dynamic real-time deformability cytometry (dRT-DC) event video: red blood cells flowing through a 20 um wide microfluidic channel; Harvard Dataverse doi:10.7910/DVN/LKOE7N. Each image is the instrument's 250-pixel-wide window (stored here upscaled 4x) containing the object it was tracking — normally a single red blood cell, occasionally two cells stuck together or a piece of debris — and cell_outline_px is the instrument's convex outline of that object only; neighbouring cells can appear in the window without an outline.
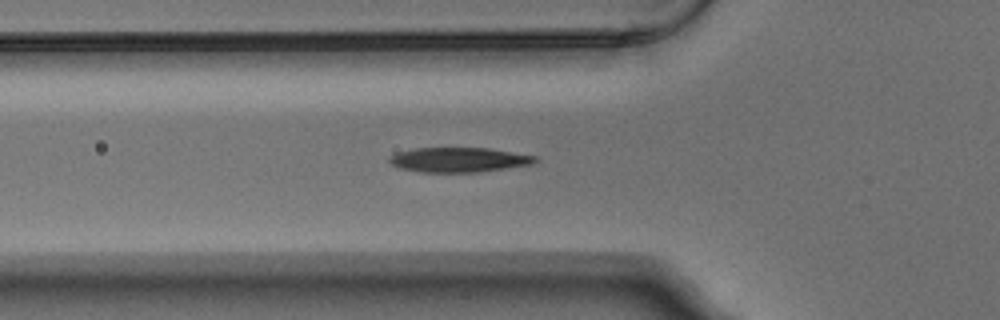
{"species": "Egyptian fruit bat (a non-hibernating species)", "species_latin": "Rousettus aegyptiacus", "temperature_condition": "warm", "stored_images_in_passage": 4, "camera_frame_rate_fps": 3000, "um_per_image_px": 0.085, "animal": {"sex": "male"}, "frame": {"image": 1, "passage_image": 4, "time_ms": 1.0, "image_size_px": [1000, 320], "cell_outline_px": [[540, 160], [532, 164], [480, 172], [420, 172], [400, 168], [392, 164], [388, 160], [388, 156], [396, 152], [416, 148], [488, 148], [536, 156]], "centroid_in_image_um": [38.99, 13.58], "position_along_channel_um": 86.8, "area_um2": 21.04}}